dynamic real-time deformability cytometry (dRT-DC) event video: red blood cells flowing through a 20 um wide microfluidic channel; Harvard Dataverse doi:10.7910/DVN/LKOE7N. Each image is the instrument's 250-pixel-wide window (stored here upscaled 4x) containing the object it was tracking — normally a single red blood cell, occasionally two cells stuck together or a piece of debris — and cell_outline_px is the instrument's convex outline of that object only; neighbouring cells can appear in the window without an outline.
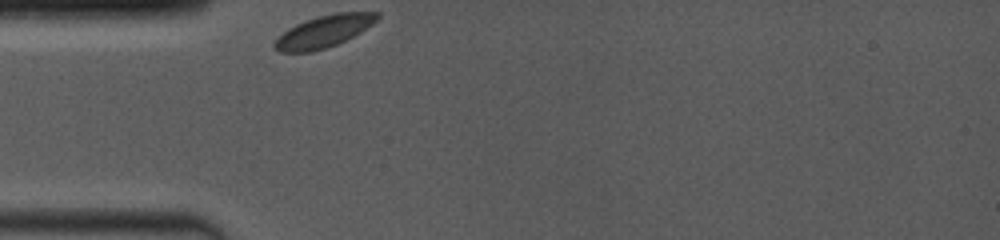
{"species": "common noctule bat (a hibernating species)", "species_latin": "Nyctalus noctula", "temperature_condition": "room temperature", "stored_images_in_passage": 7, "camera_frame_rate_fps": 4000, "um_per_image_px": 0.085, "animal": {"sex": "female", "body_mass_g": 19.0, "forearm_length_mm": 53.3}, "frame": {"image": 1, "passage_image": 1, "time_ms": 0.0, "image_size_px": [1000, 240], "cell_outline_px": [[380, 16], [372, 24], [360, 32], [336, 44], [312, 52], [280, 52], [272, 48], [272, 44], [288, 28], [296, 24], [320, 16], [336, 12], [380, 12]], "centroid_in_image_um": [27.51, 2.67], "position_along_channel_um": 57.5, "area_um2": 18.84}}
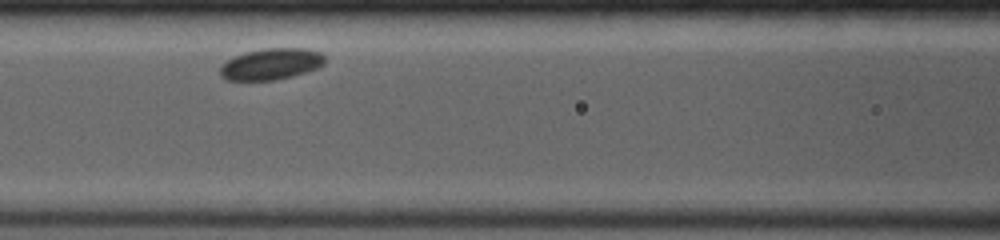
{"frame": {"image": 2, "passage_image": 6, "time_ms": 2.5, "image_size_px": [1000, 240], "cell_outline_px": [[324, 64], [316, 68], [292, 76], [272, 80], [228, 80], [220, 76], [220, 68], [228, 60], [244, 52], [264, 48], [304, 48], [320, 52], [324, 56]], "centroid_in_image_um": [23.04, 5.43], "position_along_channel_um": 143.6, "area_um2": 18.9}}
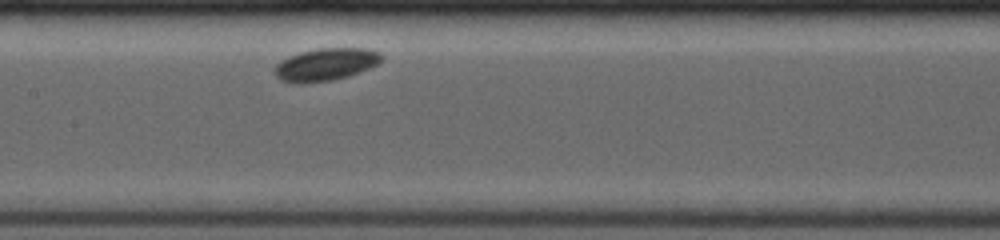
{"frame": {"image": 3, "passage_image": 7, "time_ms": 3.5, "image_size_px": [1000, 240], "cell_outline_px": [[384, 56], [376, 64], [368, 68], [344, 76], [328, 80], [296, 84], [280, 80], [276, 76], [276, 64], [292, 56], [304, 52], [320, 48], [368, 48], [380, 52]], "centroid_in_image_um": [27.7, 5.47], "position_along_channel_um": 179.7, "area_um2": 19.54}}